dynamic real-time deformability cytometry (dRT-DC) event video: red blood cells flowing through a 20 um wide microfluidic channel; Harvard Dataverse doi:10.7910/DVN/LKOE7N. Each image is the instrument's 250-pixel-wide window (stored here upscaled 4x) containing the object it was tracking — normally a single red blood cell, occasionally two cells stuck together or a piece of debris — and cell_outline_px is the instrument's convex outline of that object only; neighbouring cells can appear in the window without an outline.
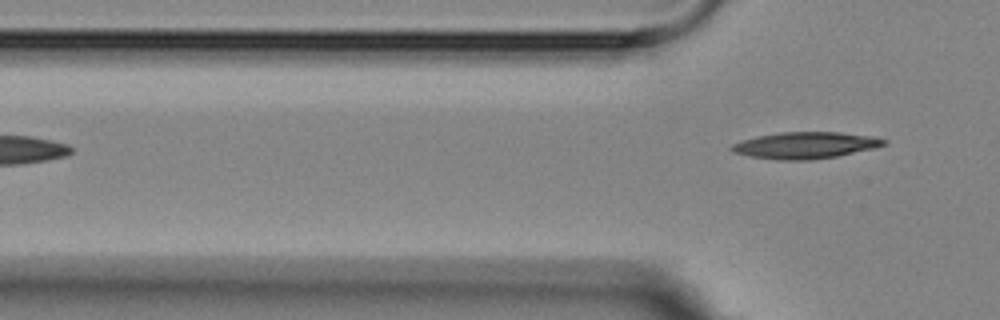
{"species": "Egyptian fruit bat (a non-hibernating species)", "species_latin": "Rousettus aegyptiacus", "temperature_condition": "room temperature", "stored_images_in_passage": 3, "camera_frame_rate_fps": 3000, "um_per_image_px": 0.085, "animal": {"sex": "female"}, "frame": {"image": 1, "passage_image": 3, "time_ms": 3.0, "image_size_px": [1000, 320], "cell_outline_px": [[888, 144], [876, 148], [836, 156], [812, 160], [776, 160], [752, 156], [732, 152], [728, 148], [732, 144], [740, 140], [756, 136], [780, 132], [840, 132], [872, 136], [888, 140]], "centroid_in_image_um": [68.46, 12.34], "position_along_channel_um": 57.3, "area_um2": 23.81}}